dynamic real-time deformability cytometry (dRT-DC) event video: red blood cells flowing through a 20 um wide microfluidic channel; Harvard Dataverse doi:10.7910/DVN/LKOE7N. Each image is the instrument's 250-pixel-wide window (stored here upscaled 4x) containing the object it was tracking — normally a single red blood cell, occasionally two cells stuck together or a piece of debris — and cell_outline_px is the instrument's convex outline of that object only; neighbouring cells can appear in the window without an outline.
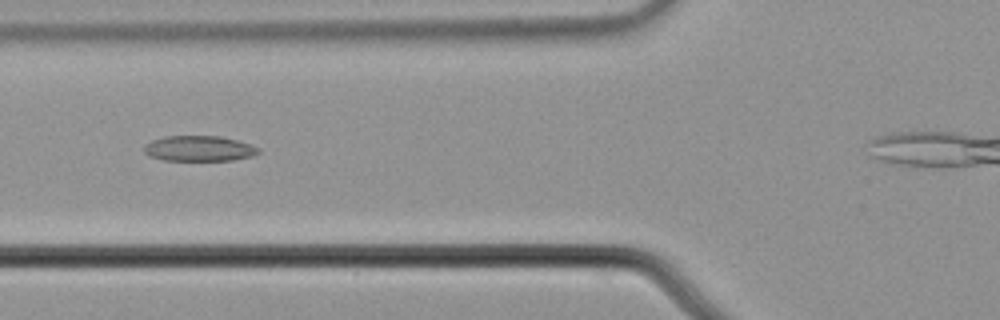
{"species": "common noctule bat (a hibernating species)", "species_latin": "Nyctalus noctula", "temperature_condition": "cold", "stored_images_in_passage": 6, "camera_frame_rate_fps": 3000, "um_per_image_px": 0.085, "animal": {"sex": "male", "body_mass_g": 21.5, "forearm_length_mm": 52.0}, "frame": {"image": 1, "passage_image": 3, "time_ms": 0.667, "image_size_px": [1000, 320], "cell_outline_px": [[260, 152], [252, 156], [232, 160], [164, 160], [148, 156], [144, 152], [144, 144], [152, 140], [164, 136], [220, 136], [236, 140], [260, 148]], "centroid_in_image_um": [16.89, 12.62], "position_along_channel_um": 108.9, "area_um2": 16.94}}
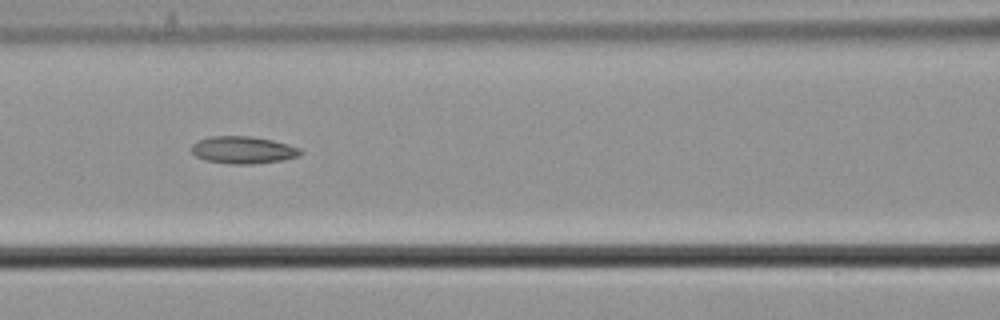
{"frame": {"image": 2, "passage_image": 4, "time_ms": 1.0, "image_size_px": [1000, 320], "cell_outline_px": [[304, 152], [300, 156], [280, 160], [256, 164], [232, 164], [204, 160], [196, 156], [192, 152], [192, 144], [200, 140], [212, 136], [252, 136], [272, 140], [288, 144], [300, 148]], "centroid_in_image_um": [20.69, 12.75], "position_along_channel_um": 145.9, "area_um2": 17.34}}